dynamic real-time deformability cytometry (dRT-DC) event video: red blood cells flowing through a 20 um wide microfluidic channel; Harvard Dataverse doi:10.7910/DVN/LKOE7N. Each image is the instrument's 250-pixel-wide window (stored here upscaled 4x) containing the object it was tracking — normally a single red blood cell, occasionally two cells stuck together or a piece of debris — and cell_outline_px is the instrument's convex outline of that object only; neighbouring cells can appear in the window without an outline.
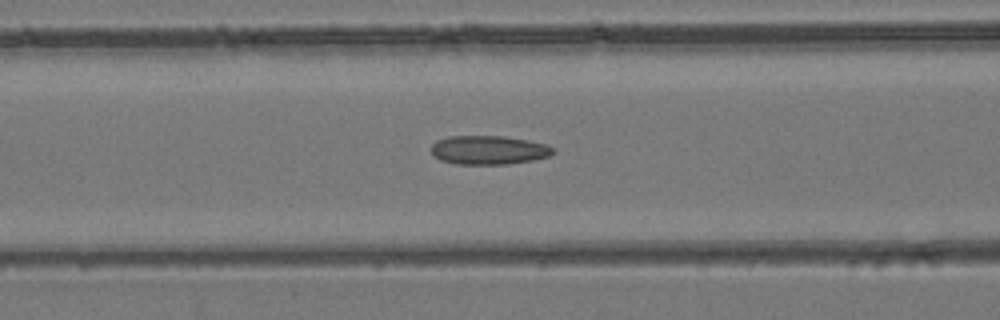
{"species": "common noctule bat (a hibernating species)", "species_latin": "Nyctalus noctula", "temperature_condition": "room temperature", "stored_images_in_passage": 50, "camera_frame_rate_fps": 3000, "um_per_image_px": 0.085, "animal": {"sex": "female", "body_mass_g": 24.6, "forearm_length_mm": 56.2}, "frame": {"image": 1, "passage_image": 21, "time_ms": 6.667, "image_size_px": [1000, 320], "cell_outline_px": [[556, 152], [548, 156], [532, 160], [508, 164], [456, 164], [440, 160], [432, 152], [432, 144], [436, 140], [448, 136], [504, 136], [528, 140], [548, 144]], "centroid_in_image_um": [41.55, 12.75], "position_along_channel_um": 125.1, "area_um2": 20.52}}
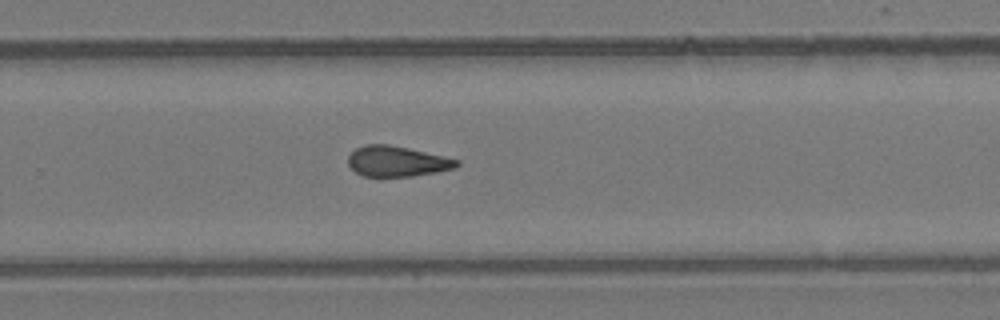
{"frame": {"image": 2, "passage_image": 33, "time_ms": 10.667, "image_size_px": [1000, 320], "cell_outline_px": [[460, 164], [456, 168], [436, 172], [412, 176], [364, 176], [356, 172], [348, 164], [348, 156], [356, 148], [364, 144], [388, 144], [408, 148], [444, 156], [460, 160]], "centroid_in_image_um": [33.76, 13.7], "position_along_channel_um": 296.0, "area_um2": 19.25}}
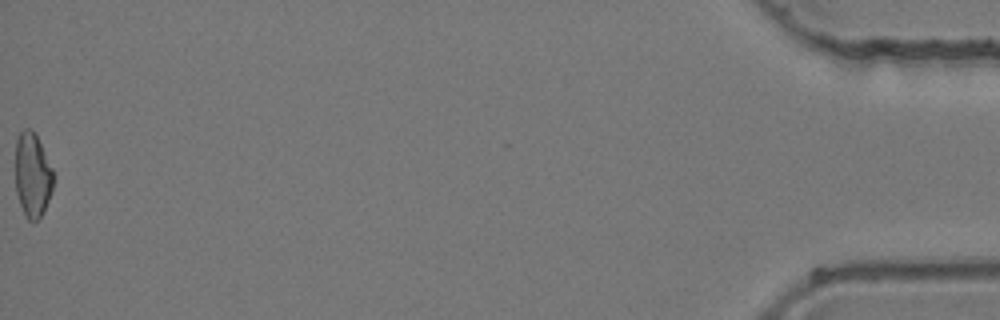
{"frame": {"image": 3, "passage_image": 50, "time_ms": 16.333, "image_size_px": [1000, 320], "cell_outline_px": [[52, 192], [44, 212], [32, 224], [28, 220], [20, 204], [16, 192], [16, 140], [20, 132], [24, 128], [32, 128], [52, 168]], "centroid_in_image_um": [2.75, 14.9], "position_along_channel_um": 432.4, "area_um2": 18.5}}